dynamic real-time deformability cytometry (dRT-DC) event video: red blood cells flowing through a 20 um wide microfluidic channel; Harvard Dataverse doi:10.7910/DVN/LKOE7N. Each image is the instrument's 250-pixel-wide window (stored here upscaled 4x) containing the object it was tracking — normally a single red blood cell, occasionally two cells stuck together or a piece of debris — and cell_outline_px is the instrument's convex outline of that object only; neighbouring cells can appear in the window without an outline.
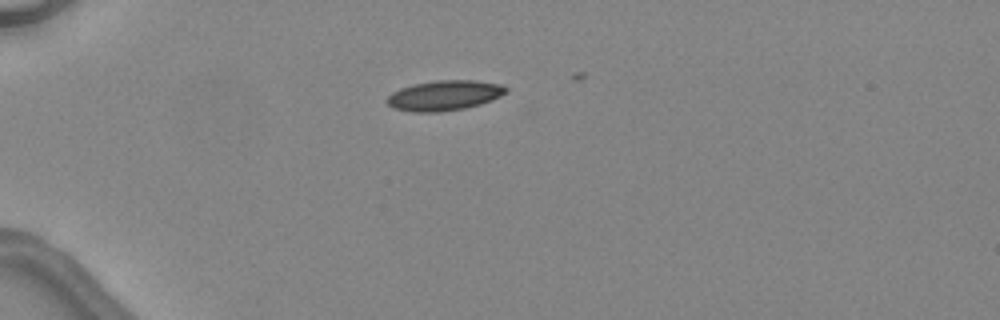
{"species": "common noctule bat (a hibernating species)", "species_latin": "Nyctalus noctula", "temperature_condition": "warm", "stored_images_in_passage": 2, "camera_frame_rate_fps": 3000, "um_per_image_px": 0.085, "animal": {"sex": "female", "body_mass_g": 24.6, "forearm_length_mm": 56.2}, "frame": {"image": 1, "passage_image": 1, "time_ms": 0.0, "image_size_px": [1000, 320], "cell_outline_px": [[508, 92], [492, 100], [480, 104], [464, 108], [440, 112], [412, 112], [392, 108], [384, 100], [392, 92], [400, 88], [412, 84], [436, 80], [476, 80], [500, 84], [508, 88]], "centroid_in_image_um": [37.75, 8.11], "position_along_channel_um": 47.3, "area_um2": 21.1}}